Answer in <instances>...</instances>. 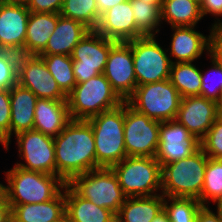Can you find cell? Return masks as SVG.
Segmentation results:
<instances>
[{
	"label": "cell",
	"mask_w": 222,
	"mask_h": 222,
	"mask_svg": "<svg viewBox=\"0 0 222 222\" xmlns=\"http://www.w3.org/2000/svg\"><path fill=\"white\" fill-rule=\"evenodd\" d=\"M202 206L196 198L164 196L163 210L170 222H196Z\"/></svg>",
	"instance_id": "cell-32"
},
{
	"label": "cell",
	"mask_w": 222,
	"mask_h": 222,
	"mask_svg": "<svg viewBox=\"0 0 222 222\" xmlns=\"http://www.w3.org/2000/svg\"><path fill=\"white\" fill-rule=\"evenodd\" d=\"M0 222H11V207L7 203L2 183H0Z\"/></svg>",
	"instance_id": "cell-42"
},
{
	"label": "cell",
	"mask_w": 222,
	"mask_h": 222,
	"mask_svg": "<svg viewBox=\"0 0 222 222\" xmlns=\"http://www.w3.org/2000/svg\"><path fill=\"white\" fill-rule=\"evenodd\" d=\"M6 200L9 205L41 203L55 198L66 183L58 176L24 170L16 165L5 172Z\"/></svg>",
	"instance_id": "cell-2"
},
{
	"label": "cell",
	"mask_w": 222,
	"mask_h": 222,
	"mask_svg": "<svg viewBox=\"0 0 222 222\" xmlns=\"http://www.w3.org/2000/svg\"><path fill=\"white\" fill-rule=\"evenodd\" d=\"M195 28L196 26L171 27L174 32L167 53L170 52V58H175L173 63L194 62L203 55L204 50L209 55L210 34L205 36Z\"/></svg>",
	"instance_id": "cell-19"
},
{
	"label": "cell",
	"mask_w": 222,
	"mask_h": 222,
	"mask_svg": "<svg viewBox=\"0 0 222 222\" xmlns=\"http://www.w3.org/2000/svg\"><path fill=\"white\" fill-rule=\"evenodd\" d=\"M17 83L31 90L38 98L67 100V95L38 55H19Z\"/></svg>",
	"instance_id": "cell-13"
},
{
	"label": "cell",
	"mask_w": 222,
	"mask_h": 222,
	"mask_svg": "<svg viewBox=\"0 0 222 222\" xmlns=\"http://www.w3.org/2000/svg\"><path fill=\"white\" fill-rule=\"evenodd\" d=\"M222 196V159H213L208 157L205 168L204 185L201 196L198 199L203 206H209Z\"/></svg>",
	"instance_id": "cell-33"
},
{
	"label": "cell",
	"mask_w": 222,
	"mask_h": 222,
	"mask_svg": "<svg viewBox=\"0 0 222 222\" xmlns=\"http://www.w3.org/2000/svg\"><path fill=\"white\" fill-rule=\"evenodd\" d=\"M19 53L0 50V89H10L17 84Z\"/></svg>",
	"instance_id": "cell-35"
},
{
	"label": "cell",
	"mask_w": 222,
	"mask_h": 222,
	"mask_svg": "<svg viewBox=\"0 0 222 222\" xmlns=\"http://www.w3.org/2000/svg\"><path fill=\"white\" fill-rule=\"evenodd\" d=\"M1 2H24L25 0H0Z\"/></svg>",
	"instance_id": "cell-50"
},
{
	"label": "cell",
	"mask_w": 222,
	"mask_h": 222,
	"mask_svg": "<svg viewBox=\"0 0 222 222\" xmlns=\"http://www.w3.org/2000/svg\"><path fill=\"white\" fill-rule=\"evenodd\" d=\"M221 114V105L198 95L181 99L175 120L201 140Z\"/></svg>",
	"instance_id": "cell-17"
},
{
	"label": "cell",
	"mask_w": 222,
	"mask_h": 222,
	"mask_svg": "<svg viewBox=\"0 0 222 222\" xmlns=\"http://www.w3.org/2000/svg\"><path fill=\"white\" fill-rule=\"evenodd\" d=\"M90 31L83 23L60 16L46 48L39 55L71 56L78 42Z\"/></svg>",
	"instance_id": "cell-22"
},
{
	"label": "cell",
	"mask_w": 222,
	"mask_h": 222,
	"mask_svg": "<svg viewBox=\"0 0 222 222\" xmlns=\"http://www.w3.org/2000/svg\"><path fill=\"white\" fill-rule=\"evenodd\" d=\"M200 144L209 158H222V114L213 122L206 135L200 140Z\"/></svg>",
	"instance_id": "cell-36"
},
{
	"label": "cell",
	"mask_w": 222,
	"mask_h": 222,
	"mask_svg": "<svg viewBox=\"0 0 222 222\" xmlns=\"http://www.w3.org/2000/svg\"><path fill=\"white\" fill-rule=\"evenodd\" d=\"M193 62L172 63L169 80L182 98L200 95L201 69Z\"/></svg>",
	"instance_id": "cell-28"
},
{
	"label": "cell",
	"mask_w": 222,
	"mask_h": 222,
	"mask_svg": "<svg viewBox=\"0 0 222 222\" xmlns=\"http://www.w3.org/2000/svg\"><path fill=\"white\" fill-rule=\"evenodd\" d=\"M102 36L117 42L143 37L137 30L131 0L120 3L101 14L95 29Z\"/></svg>",
	"instance_id": "cell-18"
},
{
	"label": "cell",
	"mask_w": 222,
	"mask_h": 222,
	"mask_svg": "<svg viewBox=\"0 0 222 222\" xmlns=\"http://www.w3.org/2000/svg\"><path fill=\"white\" fill-rule=\"evenodd\" d=\"M208 156L200 148L190 157L161 166V194L169 197L201 196Z\"/></svg>",
	"instance_id": "cell-4"
},
{
	"label": "cell",
	"mask_w": 222,
	"mask_h": 222,
	"mask_svg": "<svg viewBox=\"0 0 222 222\" xmlns=\"http://www.w3.org/2000/svg\"><path fill=\"white\" fill-rule=\"evenodd\" d=\"M65 215L71 222H114L116 215L81 197L68 183L65 185Z\"/></svg>",
	"instance_id": "cell-24"
},
{
	"label": "cell",
	"mask_w": 222,
	"mask_h": 222,
	"mask_svg": "<svg viewBox=\"0 0 222 222\" xmlns=\"http://www.w3.org/2000/svg\"><path fill=\"white\" fill-rule=\"evenodd\" d=\"M11 207V222H57L65 216V187L50 201Z\"/></svg>",
	"instance_id": "cell-21"
},
{
	"label": "cell",
	"mask_w": 222,
	"mask_h": 222,
	"mask_svg": "<svg viewBox=\"0 0 222 222\" xmlns=\"http://www.w3.org/2000/svg\"><path fill=\"white\" fill-rule=\"evenodd\" d=\"M151 222H170L167 214L161 211Z\"/></svg>",
	"instance_id": "cell-45"
},
{
	"label": "cell",
	"mask_w": 222,
	"mask_h": 222,
	"mask_svg": "<svg viewBox=\"0 0 222 222\" xmlns=\"http://www.w3.org/2000/svg\"><path fill=\"white\" fill-rule=\"evenodd\" d=\"M210 50L209 55L222 65V35L210 27Z\"/></svg>",
	"instance_id": "cell-39"
},
{
	"label": "cell",
	"mask_w": 222,
	"mask_h": 222,
	"mask_svg": "<svg viewBox=\"0 0 222 222\" xmlns=\"http://www.w3.org/2000/svg\"><path fill=\"white\" fill-rule=\"evenodd\" d=\"M29 15L25 2L0 1V50L24 55Z\"/></svg>",
	"instance_id": "cell-16"
},
{
	"label": "cell",
	"mask_w": 222,
	"mask_h": 222,
	"mask_svg": "<svg viewBox=\"0 0 222 222\" xmlns=\"http://www.w3.org/2000/svg\"><path fill=\"white\" fill-rule=\"evenodd\" d=\"M94 134L96 169L111 168L127 157L124 142V103L86 120Z\"/></svg>",
	"instance_id": "cell-3"
},
{
	"label": "cell",
	"mask_w": 222,
	"mask_h": 222,
	"mask_svg": "<svg viewBox=\"0 0 222 222\" xmlns=\"http://www.w3.org/2000/svg\"><path fill=\"white\" fill-rule=\"evenodd\" d=\"M81 197L118 214L127 196L112 168L101 167L75 176L68 183Z\"/></svg>",
	"instance_id": "cell-8"
},
{
	"label": "cell",
	"mask_w": 222,
	"mask_h": 222,
	"mask_svg": "<svg viewBox=\"0 0 222 222\" xmlns=\"http://www.w3.org/2000/svg\"><path fill=\"white\" fill-rule=\"evenodd\" d=\"M60 13L30 12L27 22L24 55H39L56 28Z\"/></svg>",
	"instance_id": "cell-25"
},
{
	"label": "cell",
	"mask_w": 222,
	"mask_h": 222,
	"mask_svg": "<svg viewBox=\"0 0 222 222\" xmlns=\"http://www.w3.org/2000/svg\"><path fill=\"white\" fill-rule=\"evenodd\" d=\"M116 42L102 36L96 30H90L78 42L71 54L73 72L77 83L88 81L91 77L103 74L110 48Z\"/></svg>",
	"instance_id": "cell-10"
},
{
	"label": "cell",
	"mask_w": 222,
	"mask_h": 222,
	"mask_svg": "<svg viewBox=\"0 0 222 222\" xmlns=\"http://www.w3.org/2000/svg\"><path fill=\"white\" fill-rule=\"evenodd\" d=\"M38 56L43 59L60 89L68 95L77 84L73 72L72 57L60 54Z\"/></svg>",
	"instance_id": "cell-30"
},
{
	"label": "cell",
	"mask_w": 222,
	"mask_h": 222,
	"mask_svg": "<svg viewBox=\"0 0 222 222\" xmlns=\"http://www.w3.org/2000/svg\"><path fill=\"white\" fill-rule=\"evenodd\" d=\"M131 8L137 30L143 36H155L160 32L161 24H163L161 6L145 3L142 0H131Z\"/></svg>",
	"instance_id": "cell-29"
},
{
	"label": "cell",
	"mask_w": 222,
	"mask_h": 222,
	"mask_svg": "<svg viewBox=\"0 0 222 222\" xmlns=\"http://www.w3.org/2000/svg\"><path fill=\"white\" fill-rule=\"evenodd\" d=\"M217 205V211H219L222 214V196L215 202Z\"/></svg>",
	"instance_id": "cell-47"
},
{
	"label": "cell",
	"mask_w": 222,
	"mask_h": 222,
	"mask_svg": "<svg viewBox=\"0 0 222 222\" xmlns=\"http://www.w3.org/2000/svg\"><path fill=\"white\" fill-rule=\"evenodd\" d=\"M38 97L18 83L10 88V142L11 136L33 129L34 110Z\"/></svg>",
	"instance_id": "cell-23"
},
{
	"label": "cell",
	"mask_w": 222,
	"mask_h": 222,
	"mask_svg": "<svg viewBox=\"0 0 222 222\" xmlns=\"http://www.w3.org/2000/svg\"><path fill=\"white\" fill-rule=\"evenodd\" d=\"M56 176L66 184L75 176L96 169L94 134L86 120H71L54 137Z\"/></svg>",
	"instance_id": "cell-1"
},
{
	"label": "cell",
	"mask_w": 222,
	"mask_h": 222,
	"mask_svg": "<svg viewBox=\"0 0 222 222\" xmlns=\"http://www.w3.org/2000/svg\"><path fill=\"white\" fill-rule=\"evenodd\" d=\"M160 122L141 114L124 102V142L127 156L155 157Z\"/></svg>",
	"instance_id": "cell-11"
},
{
	"label": "cell",
	"mask_w": 222,
	"mask_h": 222,
	"mask_svg": "<svg viewBox=\"0 0 222 222\" xmlns=\"http://www.w3.org/2000/svg\"><path fill=\"white\" fill-rule=\"evenodd\" d=\"M218 34L222 35V21H218L213 27H212Z\"/></svg>",
	"instance_id": "cell-46"
},
{
	"label": "cell",
	"mask_w": 222,
	"mask_h": 222,
	"mask_svg": "<svg viewBox=\"0 0 222 222\" xmlns=\"http://www.w3.org/2000/svg\"><path fill=\"white\" fill-rule=\"evenodd\" d=\"M10 89H0V129L7 135L10 141Z\"/></svg>",
	"instance_id": "cell-37"
},
{
	"label": "cell",
	"mask_w": 222,
	"mask_h": 222,
	"mask_svg": "<svg viewBox=\"0 0 222 222\" xmlns=\"http://www.w3.org/2000/svg\"><path fill=\"white\" fill-rule=\"evenodd\" d=\"M164 196L127 197L121 205L116 220L119 222H151L163 211Z\"/></svg>",
	"instance_id": "cell-26"
},
{
	"label": "cell",
	"mask_w": 222,
	"mask_h": 222,
	"mask_svg": "<svg viewBox=\"0 0 222 222\" xmlns=\"http://www.w3.org/2000/svg\"><path fill=\"white\" fill-rule=\"evenodd\" d=\"M200 148V140L176 120L160 122L159 145L155 155L160 166L190 157Z\"/></svg>",
	"instance_id": "cell-14"
},
{
	"label": "cell",
	"mask_w": 222,
	"mask_h": 222,
	"mask_svg": "<svg viewBox=\"0 0 222 222\" xmlns=\"http://www.w3.org/2000/svg\"><path fill=\"white\" fill-rule=\"evenodd\" d=\"M201 19V8L192 0H162L161 20L170 27L196 26Z\"/></svg>",
	"instance_id": "cell-27"
},
{
	"label": "cell",
	"mask_w": 222,
	"mask_h": 222,
	"mask_svg": "<svg viewBox=\"0 0 222 222\" xmlns=\"http://www.w3.org/2000/svg\"><path fill=\"white\" fill-rule=\"evenodd\" d=\"M70 121L67 100L38 98L34 110V130L54 138Z\"/></svg>",
	"instance_id": "cell-20"
},
{
	"label": "cell",
	"mask_w": 222,
	"mask_h": 222,
	"mask_svg": "<svg viewBox=\"0 0 222 222\" xmlns=\"http://www.w3.org/2000/svg\"><path fill=\"white\" fill-rule=\"evenodd\" d=\"M196 222H222V214L219 211H211L209 206H202L198 211Z\"/></svg>",
	"instance_id": "cell-41"
},
{
	"label": "cell",
	"mask_w": 222,
	"mask_h": 222,
	"mask_svg": "<svg viewBox=\"0 0 222 222\" xmlns=\"http://www.w3.org/2000/svg\"><path fill=\"white\" fill-rule=\"evenodd\" d=\"M27 9L35 13H60L64 0H25Z\"/></svg>",
	"instance_id": "cell-38"
},
{
	"label": "cell",
	"mask_w": 222,
	"mask_h": 222,
	"mask_svg": "<svg viewBox=\"0 0 222 222\" xmlns=\"http://www.w3.org/2000/svg\"><path fill=\"white\" fill-rule=\"evenodd\" d=\"M57 222H71L70 220H69V218L65 215L64 217H62L59 221H57Z\"/></svg>",
	"instance_id": "cell-49"
},
{
	"label": "cell",
	"mask_w": 222,
	"mask_h": 222,
	"mask_svg": "<svg viewBox=\"0 0 222 222\" xmlns=\"http://www.w3.org/2000/svg\"><path fill=\"white\" fill-rule=\"evenodd\" d=\"M209 56L212 62V67L206 72L201 70V90L200 96L205 97L206 99L215 101L219 105H222V65H220L213 57ZM204 73V74H203ZM212 75H216L215 79ZM214 79H212V78ZM213 80H211V79ZM217 79V81H216Z\"/></svg>",
	"instance_id": "cell-34"
},
{
	"label": "cell",
	"mask_w": 222,
	"mask_h": 222,
	"mask_svg": "<svg viewBox=\"0 0 222 222\" xmlns=\"http://www.w3.org/2000/svg\"><path fill=\"white\" fill-rule=\"evenodd\" d=\"M71 120H88L102 112L119 107L124 101L112 89L103 74L77 83L67 95Z\"/></svg>",
	"instance_id": "cell-5"
},
{
	"label": "cell",
	"mask_w": 222,
	"mask_h": 222,
	"mask_svg": "<svg viewBox=\"0 0 222 222\" xmlns=\"http://www.w3.org/2000/svg\"><path fill=\"white\" fill-rule=\"evenodd\" d=\"M181 99L178 90L166 79L136 86L133 94L125 102L150 119L166 122L175 120Z\"/></svg>",
	"instance_id": "cell-7"
},
{
	"label": "cell",
	"mask_w": 222,
	"mask_h": 222,
	"mask_svg": "<svg viewBox=\"0 0 222 222\" xmlns=\"http://www.w3.org/2000/svg\"><path fill=\"white\" fill-rule=\"evenodd\" d=\"M19 157L25 163L16 166L28 170L56 175L54 138L37 130H29L15 135Z\"/></svg>",
	"instance_id": "cell-12"
},
{
	"label": "cell",
	"mask_w": 222,
	"mask_h": 222,
	"mask_svg": "<svg viewBox=\"0 0 222 222\" xmlns=\"http://www.w3.org/2000/svg\"><path fill=\"white\" fill-rule=\"evenodd\" d=\"M103 75L124 102L133 94L137 81L132 49L127 42H116L110 48Z\"/></svg>",
	"instance_id": "cell-15"
},
{
	"label": "cell",
	"mask_w": 222,
	"mask_h": 222,
	"mask_svg": "<svg viewBox=\"0 0 222 222\" xmlns=\"http://www.w3.org/2000/svg\"><path fill=\"white\" fill-rule=\"evenodd\" d=\"M0 145H3L5 150L9 149L10 141L7 137V135L0 129Z\"/></svg>",
	"instance_id": "cell-44"
},
{
	"label": "cell",
	"mask_w": 222,
	"mask_h": 222,
	"mask_svg": "<svg viewBox=\"0 0 222 222\" xmlns=\"http://www.w3.org/2000/svg\"><path fill=\"white\" fill-rule=\"evenodd\" d=\"M145 3H151V4H155L157 6H161L162 5V0H142Z\"/></svg>",
	"instance_id": "cell-48"
},
{
	"label": "cell",
	"mask_w": 222,
	"mask_h": 222,
	"mask_svg": "<svg viewBox=\"0 0 222 222\" xmlns=\"http://www.w3.org/2000/svg\"><path fill=\"white\" fill-rule=\"evenodd\" d=\"M127 0H96L98 13L101 16L102 13H104L106 10L123 3Z\"/></svg>",
	"instance_id": "cell-43"
},
{
	"label": "cell",
	"mask_w": 222,
	"mask_h": 222,
	"mask_svg": "<svg viewBox=\"0 0 222 222\" xmlns=\"http://www.w3.org/2000/svg\"><path fill=\"white\" fill-rule=\"evenodd\" d=\"M157 36H143L126 41L132 49L137 86L160 82L170 77L174 60L169 58L156 40Z\"/></svg>",
	"instance_id": "cell-9"
},
{
	"label": "cell",
	"mask_w": 222,
	"mask_h": 222,
	"mask_svg": "<svg viewBox=\"0 0 222 222\" xmlns=\"http://www.w3.org/2000/svg\"><path fill=\"white\" fill-rule=\"evenodd\" d=\"M111 168L127 197L154 196L161 192V166L155 157L127 156Z\"/></svg>",
	"instance_id": "cell-6"
},
{
	"label": "cell",
	"mask_w": 222,
	"mask_h": 222,
	"mask_svg": "<svg viewBox=\"0 0 222 222\" xmlns=\"http://www.w3.org/2000/svg\"><path fill=\"white\" fill-rule=\"evenodd\" d=\"M202 17L207 14L215 16V22L212 27L220 21V16L222 17V0H205V2L200 6ZM219 16V17H218Z\"/></svg>",
	"instance_id": "cell-40"
},
{
	"label": "cell",
	"mask_w": 222,
	"mask_h": 222,
	"mask_svg": "<svg viewBox=\"0 0 222 222\" xmlns=\"http://www.w3.org/2000/svg\"><path fill=\"white\" fill-rule=\"evenodd\" d=\"M60 15L79 21L90 30H95L100 20L96 0H64Z\"/></svg>",
	"instance_id": "cell-31"
},
{
	"label": "cell",
	"mask_w": 222,
	"mask_h": 222,
	"mask_svg": "<svg viewBox=\"0 0 222 222\" xmlns=\"http://www.w3.org/2000/svg\"><path fill=\"white\" fill-rule=\"evenodd\" d=\"M192 1L196 2L199 6H201L205 2V0H192Z\"/></svg>",
	"instance_id": "cell-51"
}]
</instances>
